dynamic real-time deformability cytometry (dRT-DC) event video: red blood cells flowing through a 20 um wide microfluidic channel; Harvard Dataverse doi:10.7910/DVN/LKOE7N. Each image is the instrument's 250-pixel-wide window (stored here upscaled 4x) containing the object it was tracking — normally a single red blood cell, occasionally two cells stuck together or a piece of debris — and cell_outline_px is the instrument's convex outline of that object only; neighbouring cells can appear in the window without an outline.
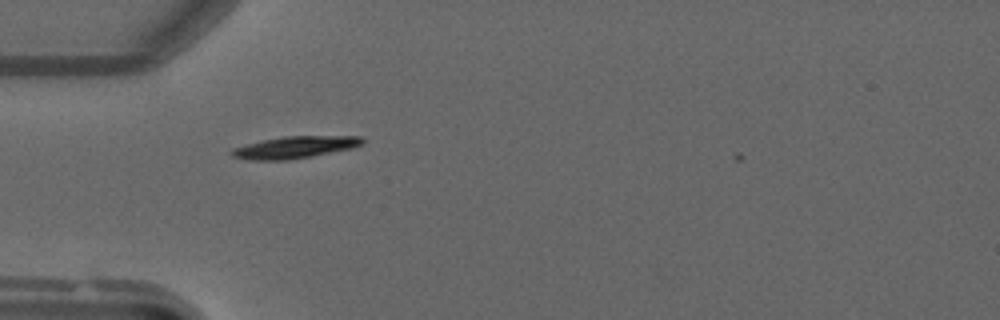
{"species": "common noctule bat (a hibernating species)", "species_latin": "Nyctalus noctula", "temperature_condition": "warm", "stored_images_in_passage": 36, "camera_frame_rate_fps": 3000, "um_per_image_px": 0.085, "animal": {"sex": "male", "forearm_length_mm": 52.5}, "frame": {"image": 1, "passage_image": 1, "time_ms": 0.0, "image_size_px": [1000, 320], "cell_outline_px": [[364, 144], [352, 148], [312, 156], [288, 160], [248, 160], [232, 156], [228, 152], [232, 148], [264, 140], [284, 136], [364, 136]], "centroid_in_image_um": [25.08, 12.52], "position_along_channel_um": 59.9, "area_um2": 16.76}}
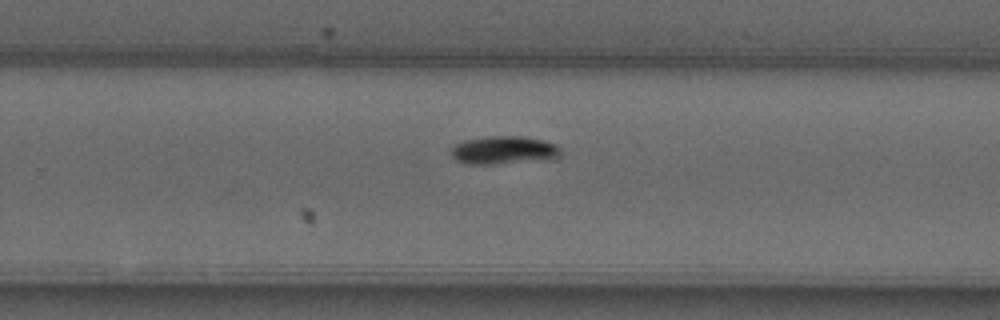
{"frame": {"image": 2, "passage_image": 18, "time_ms": 5.667, "image_size_px": [1000, 320], "cell_outline_px": [[560, 156], [556, 160], [492, 164], [468, 164], [456, 160], [452, 156], [452, 144], [464, 140], [484, 136], [524, 136], [556, 144], [560, 148]], "centroid_in_image_um": [42.85, 12.77], "position_along_channel_um": 286.9, "area_um2": 18.38}}
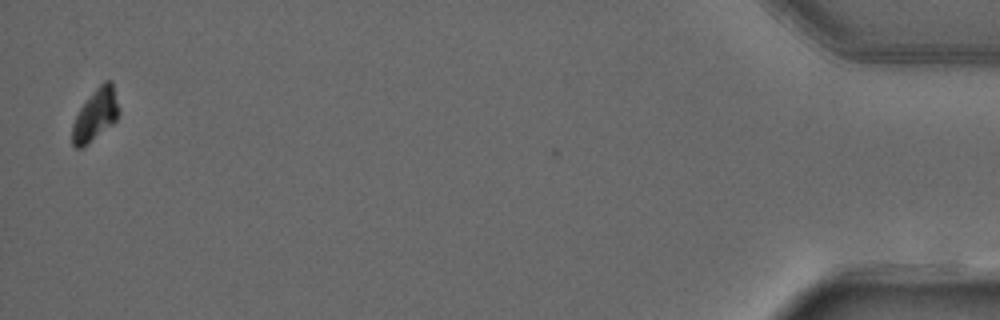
{"frame": {"image": 3, "passage_image": 35, "time_ms": 11.333, "image_size_px": [1000, 320], "cell_outline_px": [[120, 112], [116, 120], [112, 124], [84, 148], [76, 148], [72, 144], [72, 124], [80, 108], [96, 88], [104, 80], [112, 80]], "centroid_in_image_um": [8.12, 9.78], "position_along_channel_um": 427.1, "area_um2": 14.1}}